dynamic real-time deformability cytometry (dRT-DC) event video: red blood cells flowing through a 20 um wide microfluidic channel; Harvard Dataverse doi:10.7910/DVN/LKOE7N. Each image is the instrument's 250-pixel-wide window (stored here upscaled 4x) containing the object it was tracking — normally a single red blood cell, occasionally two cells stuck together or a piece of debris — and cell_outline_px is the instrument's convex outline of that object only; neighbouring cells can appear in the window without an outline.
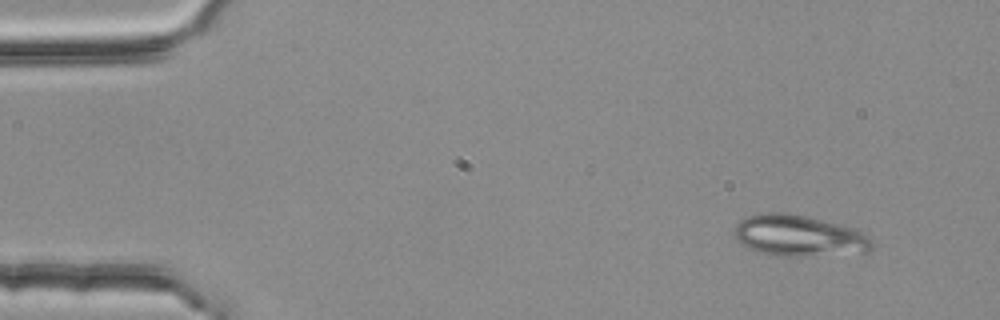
{"species": "common noctule bat (a hibernating species)", "species_latin": "Nyctalus noctula", "temperature_condition": "room temperature", "stored_images_in_passage": 3, "camera_frame_rate_fps": 3000, "um_per_image_px": 0.085, "animal": {"sex": "female", "body_mass_g": 25.1}, "frame": {"image": 1, "passage_image": 1, "time_ms": 0.0, "image_size_px": [1000, 320], "cell_outline_px": [[872, 248], [868, 252], [796, 256], [788, 256], [764, 252], [752, 248], [736, 240], [736, 224], [740, 220], [748, 216], [760, 212], [784, 212], [804, 216], [856, 228], [868, 236], [872, 240]], "centroid_in_image_um": [67.95, 20.01], "position_along_channel_um": 17.1, "area_um2": 32.43}}